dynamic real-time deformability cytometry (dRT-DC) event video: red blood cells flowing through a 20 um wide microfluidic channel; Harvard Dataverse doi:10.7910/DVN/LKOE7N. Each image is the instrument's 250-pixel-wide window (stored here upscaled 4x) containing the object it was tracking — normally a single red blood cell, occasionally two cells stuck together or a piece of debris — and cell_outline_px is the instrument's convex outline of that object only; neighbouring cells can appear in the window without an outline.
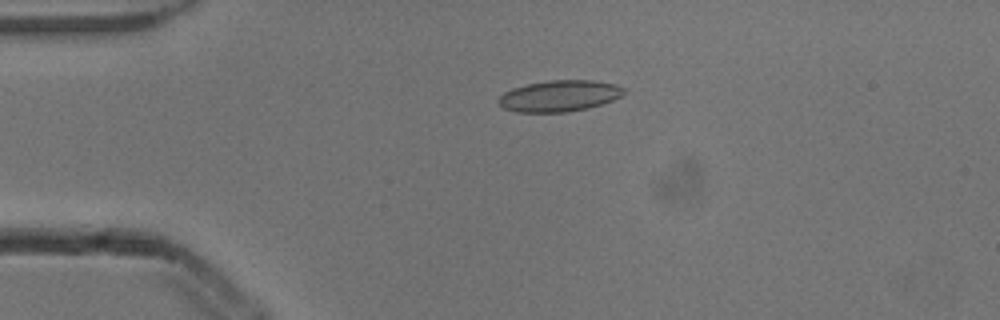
{"species": "common noctule bat (a hibernating species)", "species_latin": "Nyctalus noctula", "temperature_condition": "cold", "stored_images_in_passage": 5, "camera_frame_rate_fps": 3000, "um_per_image_px": 0.085, "animal": {"sex": "male", "body_mass_g": 13.3}, "frame": {"image": 1, "passage_image": 4, "time_ms": 1.0, "image_size_px": [1000, 320], "cell_outline_px": [[624, 92], [620, 96], [612, 100], [588, 108], [568, 112], [516, 112], [504, 108], [496, 100], [504, 92], [512, 88], [528, 84], [548, 80], [592, 80], [616, 84], [624, 88]], "centroid_in_image_um": [47.52, 8.15], "position_along_channel_um": 37.5, "area_um2": 22.77}}